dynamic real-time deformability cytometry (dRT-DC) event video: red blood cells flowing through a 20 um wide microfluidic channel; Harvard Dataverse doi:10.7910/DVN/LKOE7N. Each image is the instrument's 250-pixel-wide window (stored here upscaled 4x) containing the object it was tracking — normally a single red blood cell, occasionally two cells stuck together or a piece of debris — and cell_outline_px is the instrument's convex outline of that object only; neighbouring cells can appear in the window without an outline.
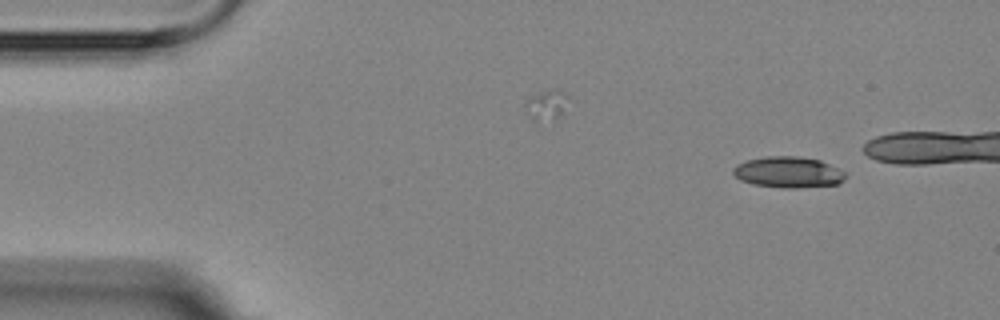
{"species": "Egyptian fruit bat (a non-hibernating species)", "species_latin": "Rousettus aegyptiacus", "temperature_condition": "room temperature", "stored_images_in_passage": 4, "camera_frame_rate_fps": 3000, "um_per_image_px": 0.085, "animal": {"sex": "female"}, "frame": {"image": 1, "passage_image": 1, "time_ms": 0.0, "image_size_px": [1000, 320], "cell_outline_px": [[848, 176], [840, 184], [796, 188], [784, 188], [752, 184], [740, 180], [732, 172], [732, 168], [736, 164], [748, 160], [764, 156], [796, 156], [820, 160], [844, 172]], "centroid_in_image_um": [66.99, 14.64], "position_along_channel_um": 18.0, "area_um2": 20.4}}